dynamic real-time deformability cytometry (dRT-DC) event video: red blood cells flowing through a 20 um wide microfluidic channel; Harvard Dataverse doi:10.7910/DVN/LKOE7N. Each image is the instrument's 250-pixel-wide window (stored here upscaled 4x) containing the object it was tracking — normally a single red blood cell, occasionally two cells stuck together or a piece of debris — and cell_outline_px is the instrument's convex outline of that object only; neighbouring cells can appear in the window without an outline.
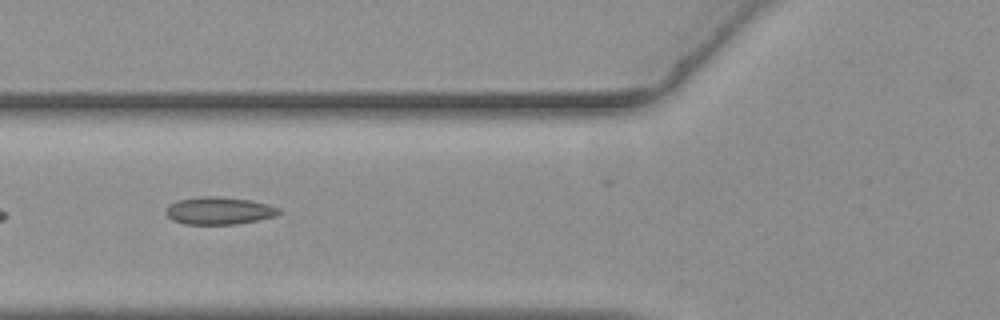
{"species": "common noctule bat (a hibernating species)", "species_latin": "Nyctalus noctula", "temperature_condition": "warm", "stored_images_in_passage": 11, "camera_frame_rate_fps": 3000, "um_per_image_px": 0.085, "animal": {"sex": "female", "body_mass_g": 19.3, "forearm_length_mm": 54.1}, "frame": {"image": 1, "passage_image": 5, "time_ms": 1.333, "image_size_px": [1000, 320], "cell_outline_px": [[284, 212], [276, 216], [236, 224], [184, 224], [172, 220], [164, 212], [168, 204], [176, 200], [200, 196], [216, 196], [252, 200], [268, 204], [280, 208]], "centroid_in_image_um": [18.62, 17.9], "position_along_channel_um": 107.2, "area_um2": 18.38}}